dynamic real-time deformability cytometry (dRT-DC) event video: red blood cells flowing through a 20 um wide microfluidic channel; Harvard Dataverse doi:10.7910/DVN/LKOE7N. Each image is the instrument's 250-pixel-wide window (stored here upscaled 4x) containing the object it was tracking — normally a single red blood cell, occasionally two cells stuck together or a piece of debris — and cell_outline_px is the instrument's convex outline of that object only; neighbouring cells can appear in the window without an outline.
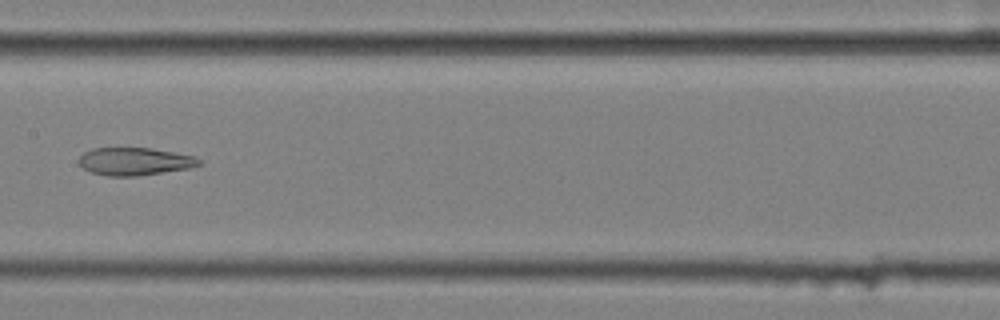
{"species": "common noctule bat (a hibernating species)", "species_latin": "Nyctalus noctula", "temperature_condition": "cold", "stored_images_in_passage": 8, "segment_of_instrument_passage": [2, 2], "camera_frame_rate_fps": 3000, "um_per_image_px": 0.085, "animal": {"sex": "female", "body_mass_g": 25.1}, "frame": {"image": 1, "passage_image": 8, "time_ms": 2.333, "image_size_px": [1000, 320], "cell_outline_px": [[200, 164], [188, 168], [136, 176], [108, 176], [92, 172], [84, 168], [80, 164], [80, 156], [84, 152], [92, 148], [152, 148], [192, 156], [200, 160]], "centroid_in_image_um": [11.41, 13.71], "position_along_channel_um": 196.0, "area_um2": 19.02}}